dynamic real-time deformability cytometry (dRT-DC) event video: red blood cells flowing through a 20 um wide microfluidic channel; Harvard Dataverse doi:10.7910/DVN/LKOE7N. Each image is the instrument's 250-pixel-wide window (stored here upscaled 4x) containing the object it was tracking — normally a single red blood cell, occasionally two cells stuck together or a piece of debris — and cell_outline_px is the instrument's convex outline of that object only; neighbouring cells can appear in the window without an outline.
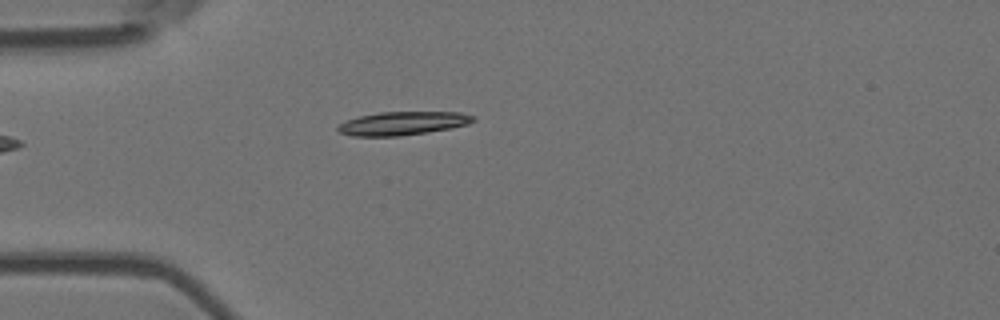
{"species": "Egyptian fruit bat (a non-hibernating species)", "species_latin": "Rousettus aegyptiacus", "temperature_condition": "room temperature", "stored_images_in_passage": 41, "camera_frame_rate_fps": 3000, "um_per_image_px": 0.085, "animal": {"sex": "female"}, "frame": {"image": 1, "passage_image": 1, "time_ms": 0.0, "image_size_px": [1000, 320], "cell_outline_px": [[476, 120], [468, 124], [452, 128], [400, 136], [352, 136], [340, 132], [336, 128], [340, 124], [348, 120], [360, 116], [380, 112], [460, 112], [476, 116]], "centroid_in_image_um": [34.28, 10.48], "position_along_channel_um": 50.7, "area_um2": 18.44}}
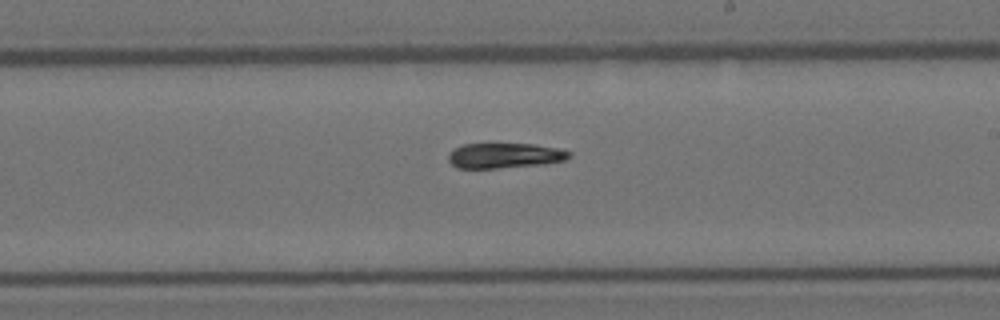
{"frame": {"image": 2, "passage_image": 18, "time_ms": 5.667, "image_size_px": [1000, 320], "cell_outline_px": [[572, 156], [564, 160], [544, 164], [496, 168], [456, 168], [448, 160], [448, 156], [452, 148], [460, 144], [532, 144], [564, 148], [572, 152]], "centroid_in_image_um": [42.92, 13.21], "position_along_channel_um": 246.1, "area_um2": 17.98}}
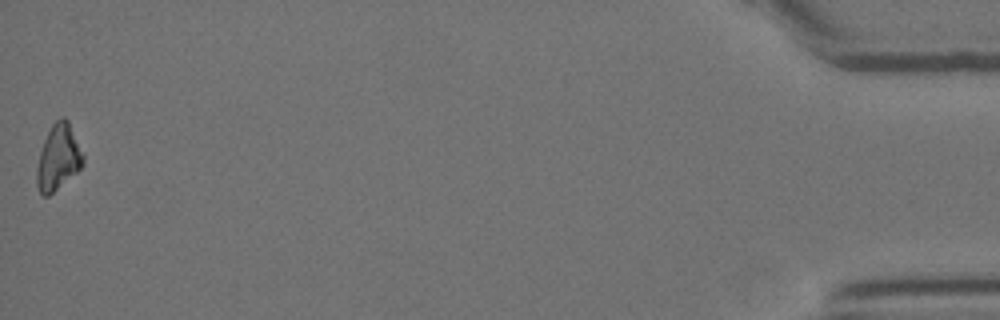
{"frame": {"image": 3, "passage_image": 41, "time_ms": 13.333, "image_size_px": [1000, 320], "cell_outline_px": [[84, 164], [76, 172], [48, 196], [44, 196], [40, 192], [36, 184], [36, 168], [40, 152], [44, 140], [52, 124], [60, 116], [64, 116], [68, 120], [84, 156]], "centroid_in_image_um": [4.94, 13.36], "position_along_channel_um": 430.3, "area_um2": 17.51}, "authors_computed_cell_mechanics": {"area_um2": 18.4382, "velocity_mm_per_s": 3.6518, "shape_relaxation_time_tau1_ms": 7.0033, "shape_relaxation_time_tau2_ms": null, "deformation_change_tau1": 0.1988, "deformation_change_tau2": null}}